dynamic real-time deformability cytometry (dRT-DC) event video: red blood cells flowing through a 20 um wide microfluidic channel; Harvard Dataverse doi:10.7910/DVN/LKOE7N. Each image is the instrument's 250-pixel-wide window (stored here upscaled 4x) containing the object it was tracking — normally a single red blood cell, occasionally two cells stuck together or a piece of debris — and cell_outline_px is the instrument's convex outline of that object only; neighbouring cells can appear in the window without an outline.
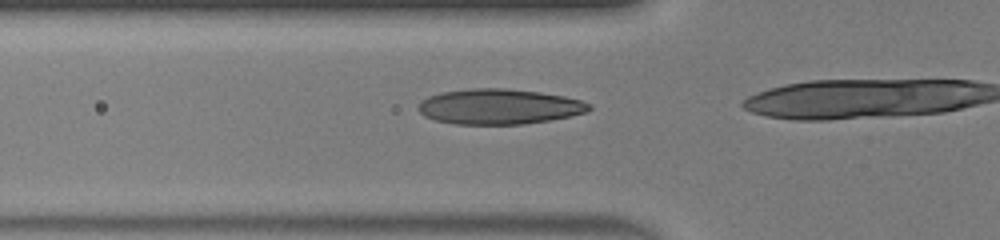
{"species": "human", "species_latin": "Homo sapiens", "temperature_condition": "warm", "stored_images_in_passage": 19, "camera_frame_rate_fps": 3000, "um_per_image_px": 0.085, "donor": {"sex": "male"}, "frame": {"image": 1, "passage_image": 13, "time_ms": 4.0, "image_size_px": [1000, 240], "cell_outline_px": [[592, 108], [584, 112], [552, 120], [524, 124], [456, 124], [436, 120], [424, 116], [416, 108], [420, 100], [428, 96], [444, 92], [468, 88], [504, 88], [540, 92], [564, 96], [580, 100], [592, 104]], "centroid_in_image_um": [42.4, 9.06], "position_along_channel_um": 83.4, "area_um2": 35.2}}
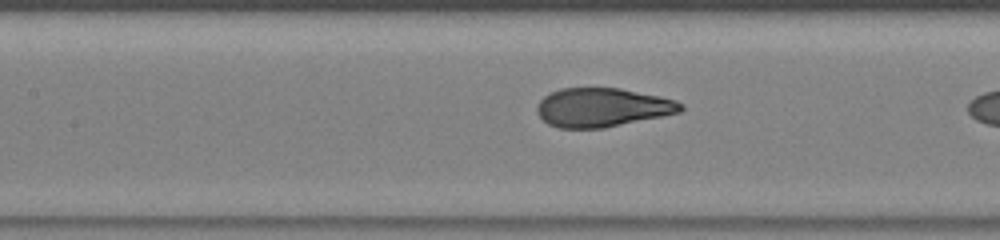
{"frame": {"image": 2, "passage_image": 18, "time_ms": 5.667, "image_size_px": [1000, 240], "cell_outline_px": [[684, 108], [680, 112], [664, 116], [604, 128], [560, 128], [548, 124], [536, 112], [536, 108], [540, 100], [544, 96], [560, 88], [620, 88], [660, 96], [676, 100], [684, 104]], "centroid_in_image_um": [51.22, 9.13], "position_along_channel_um": 156.2, "area_um2": 32.66}}